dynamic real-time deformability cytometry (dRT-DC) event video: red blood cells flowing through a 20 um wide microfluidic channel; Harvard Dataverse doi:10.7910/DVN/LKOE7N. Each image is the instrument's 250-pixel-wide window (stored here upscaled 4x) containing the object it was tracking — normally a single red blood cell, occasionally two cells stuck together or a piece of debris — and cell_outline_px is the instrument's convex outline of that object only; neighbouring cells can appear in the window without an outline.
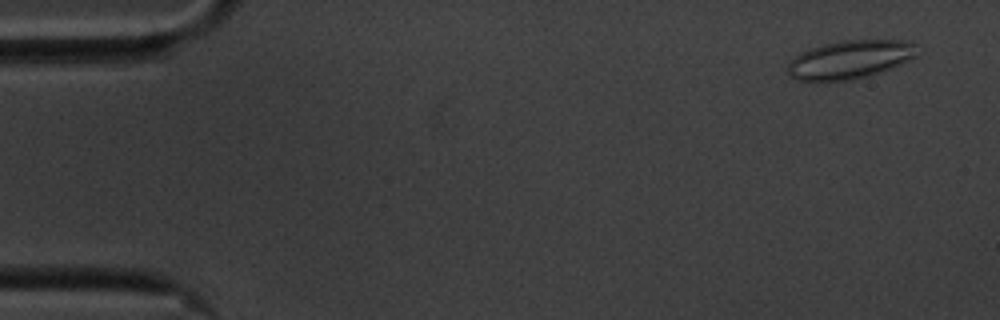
{"species": "common noctule bat (a hibernating species)", "species_latin": "Nyctalus noctula", "temperature_condition": "cold", "stored_images_in_passage": 16, "camera_frame_rate_fps": 3000, "um_per_image_px": 0.085, "animal": {"sex": "male", "body_mass_g": 20.1, "forearm_length_mm": 53.5}, "frame": {"image": 1, "passage_image": 3, "time_ms": 0.667, "image_size_px": [1000, 320], "cell_outline_px": [[916, 56], [900, 64], [868, 76], [852, 80], [796, 80], [788, 76], [784, 68], [796, 56], [820, 44], [840, 40], [908, 40], [912, 44]], "centroid_in_image_um": [72.17, 5.06], "position_along_channel_um": 12.8, "area_um2": 28.67}}